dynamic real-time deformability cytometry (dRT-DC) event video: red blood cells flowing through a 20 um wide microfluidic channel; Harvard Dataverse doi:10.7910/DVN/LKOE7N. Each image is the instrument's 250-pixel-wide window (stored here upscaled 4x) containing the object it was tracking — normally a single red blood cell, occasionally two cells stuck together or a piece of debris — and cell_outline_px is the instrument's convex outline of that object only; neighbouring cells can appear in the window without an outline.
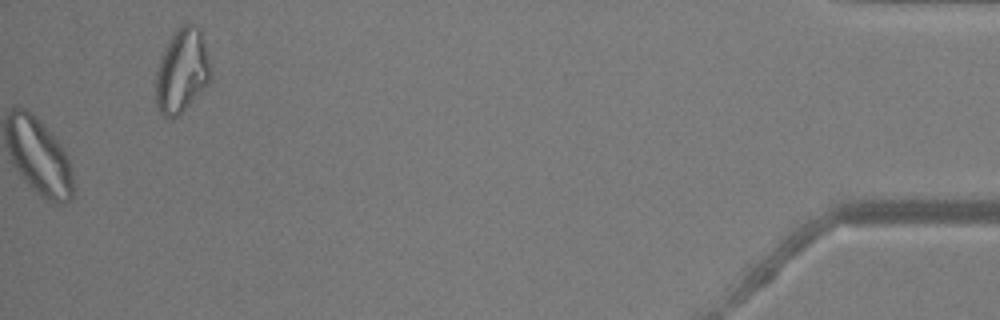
{"species": "common noctule bat (a hibernating species)", "species_latin": "Nyctalus noctula", "temperature_condition": "warm", "stored_images_in_passage": 53, "camera_frame_rate_fps": 3000, "um_per_image_px": 0.085, "animal": {"sex": "male", "body_mass_g": 20.5, "forearm_length_mm": 52.5}, "frame": {"image": 1, "passage_image": 53, "time_ms": 17.333, "image_size_px": [1000, 320], "cell_outline_px": [[212, 76], [208, 84], [172, 120], [168, 120], [160, 112], [156, 104], [156, 72], [164, 48], [172, 32], [180, 24], [188, 20], [196, 24], [200, 28], [208, 56], [212, 72]], "centroid_in_image_um": [15.47, 5.95], "position_along_channel_um": 419.7, "area_um2": 27.17}, "authors_computed_cell_mechanics": {"area_um2": 23.5824, "velocity_mm_per_s": 3.8351, "shape_relaxation_time_tau1_ms": null, "shape_relaxation_time_tau2_ms": 1.8779, "deformation_change_tau1": null, "deformation_change_tau2": 0.0843}}